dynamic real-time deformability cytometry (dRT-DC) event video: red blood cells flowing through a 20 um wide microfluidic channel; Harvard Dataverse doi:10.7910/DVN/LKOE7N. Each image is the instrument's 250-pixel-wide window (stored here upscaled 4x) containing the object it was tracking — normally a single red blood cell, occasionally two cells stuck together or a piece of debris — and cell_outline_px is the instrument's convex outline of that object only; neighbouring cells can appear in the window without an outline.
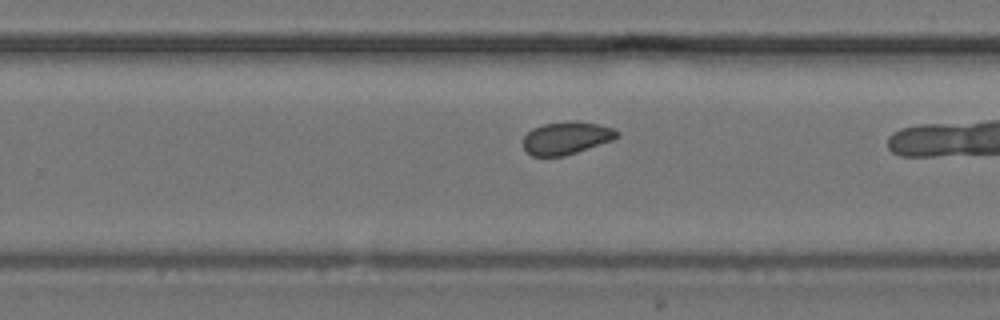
{"species": "common noctule bat (a hibernating species)", "species_latin": "Nyctalus noctula", "temperature_condition": "cold", "stored_images_in_passage": 26, "camera_frame_rate_fps": 3000, "um_per_image_px": 0.085, "animal": {"sex": "female", "body_mass_g": 24.6, "forearm_length_mm": 56.2}, "frame": {"image": 1, "passage_image": 19, "time_ms": 6.0, "image_size_px": [1000, 320], "cell_outline_px": [[620, 136], [612, 140], [564, 156], [532, 156], [524, 148], [524, 136], [532, 128], [544, 124], [600, 124], [616, 128], [620, 132]], "centroid_in_image_um": [48.16, 11.77], "position_along_channel_um": 281.6, "area_um2": 17.11}}
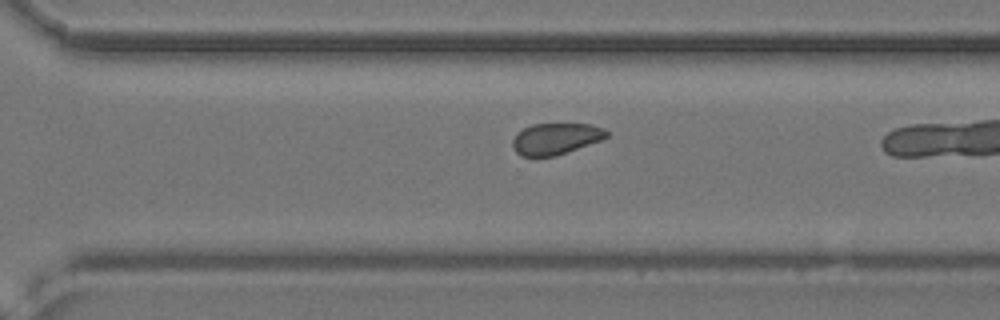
{"frame": {"image": 2, "passage_image": 22, "time_ms": 7.0, "image_size_px": [1000, 320], "cell_outline_px": [[608, 136], [600, 140], [556, 156], [520, 156], [512, 148], [512, 140], [516, 132], [532, 124], [592, 124], [604, 128], [608, 132]], "centroid_in_image_um": [47.2, 11.79], "position_along_channel_um": 323.4, "area_um2": 17.22}}